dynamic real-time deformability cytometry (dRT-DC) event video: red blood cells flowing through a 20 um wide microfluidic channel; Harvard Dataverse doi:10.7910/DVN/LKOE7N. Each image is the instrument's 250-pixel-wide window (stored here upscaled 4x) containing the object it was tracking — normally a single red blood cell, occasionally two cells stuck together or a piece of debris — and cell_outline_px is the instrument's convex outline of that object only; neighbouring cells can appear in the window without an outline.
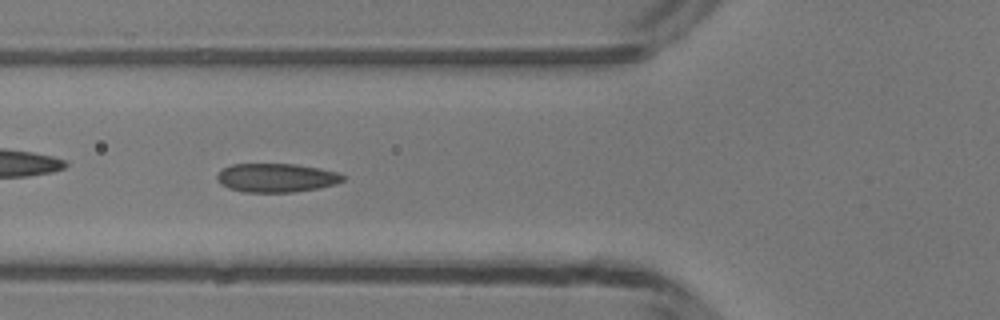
{"species": "common noctule bat (a hibernating species)", "species_latin": "Nyctalus noctula", "temperature_condition": "room temperature", "stored_images_in_passage": 48, "camera_frame_rate_fps": 3000, "um_per_image_px": 0.085, "animal": {"sex": "male", "body_mass_g": 13.3}, "frame": {"image": 1, "passage_image": 17, "time_ms": 5.333, "image_size_px": [1000, 320], "cell_outline_px": [[344, 180], [336, 184], [320, 188], [292, 192], [244, 192], [228, 188], [220, 184], [216, 180], [216, 176], [224, 168], [232, 164], [296, 164], [320, 168], [340, 172], [344, 176]], "centroid_in_image_um": [23.51, 15.11], "position_along_channel_um": 102.3, "area_um2": 21.27}}
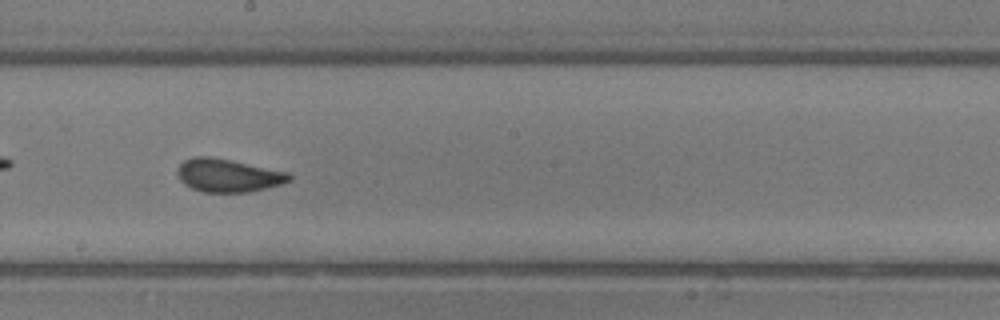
{"frame": {"image": 2, "passage_image": 26, "time_ms": 8.333, "image_size_px": [1000, 320], "cell_outline_px": [[292, 180], [284, 184], [248, 192], [200, 192], [184, 184], [180, 180], [176, 172], [176, 168], [184, 160], [196, 156], [208, 156], [288, 172], [292, 176]], "centroid_in_image_um": [19.37, 14.92], "position_along_channel_um": 228.8, "area_um2": 21.56}}
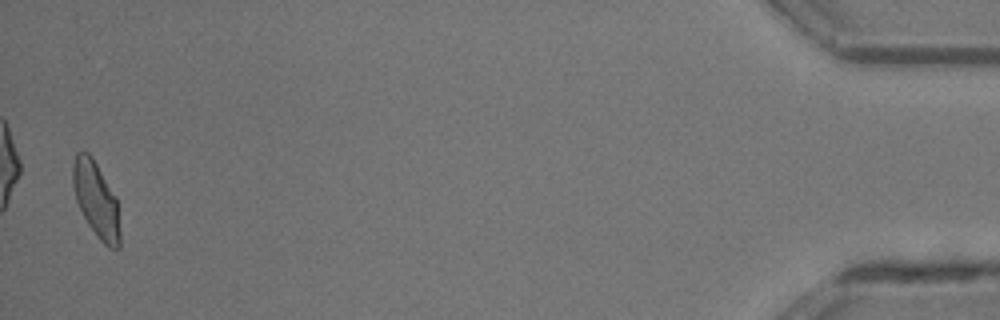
{"frame": {"image": 3, "passage_image": 47, "time_ms": 15.333, "image_size_px": [1000, 320], "cell_outline_px": [[120, 248], [108, 248], [100, 240], [88, 224], [76, 200], [72, 184], [72, 164], [76, 152], [88, 152], [92, 156], [116, 196], [120, 232]], "centroid_in_image_um": [8.17, 16.95], "position_along_channel_um": 427.0, "area_um2": 20.75}, "authors_computed_cell_mechanics": {"area_um2": 21.2704, "velocity_mm_per_s": 4.2059, "shape_relaxation_time_tau1_ms": 4.3541, "shape_relaxation_time_tau2_ms": 0.9729, "deformation_change_tau1": 0.1233, "deformation_change_tau2": 0.0685}}